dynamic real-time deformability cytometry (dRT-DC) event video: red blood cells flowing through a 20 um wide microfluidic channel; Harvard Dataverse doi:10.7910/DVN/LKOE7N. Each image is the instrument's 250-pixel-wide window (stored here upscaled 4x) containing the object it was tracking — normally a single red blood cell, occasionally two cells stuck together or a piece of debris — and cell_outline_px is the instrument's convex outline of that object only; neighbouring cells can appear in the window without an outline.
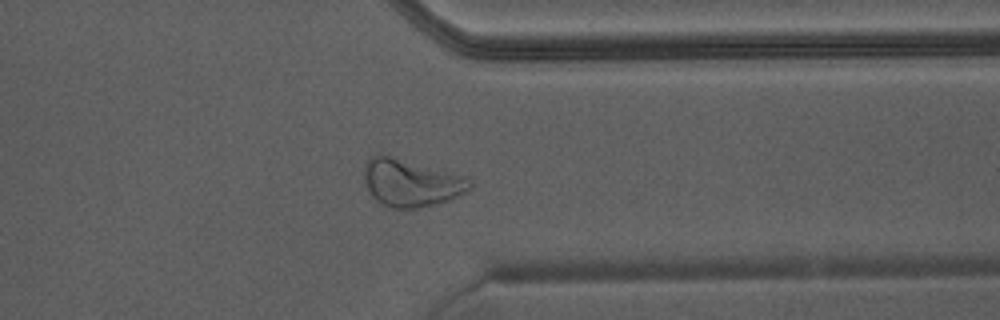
{"species": "Egyptian fruit bat (a non-hibernating species)", "species_latin": "Rousettus aegyptiacus", "temperature_condition": "warm", "stored_images_in_passage": 36, "camera_frame_rate_fps": 3000, "um_per_image_px": 0.085, "animal": {"sex": "male"}, "frame": {"image": 1, "passage_image": 26, "time_ms": 8.333, "image_size_px": [1000, 320], "cell_outline_px": [[472, 188], [468, 192], [460, 196], [436, 204], [420, 208], [392, 208], [376, 200], [372, 196], [364, 180], [364, 168], [368, 160], [372, 156], [380, 152], [468, 176], [472, 184]], "centroid_in_image_um": [34.98, 15.51], "position_along_channel_um": 376.4, "area_um2": 29.77}, "authors_computed_cell_mechanics": {"area_um2": 27.4261, "velocity_mm_per_s": 4.3885, "shape_relaxation_time_tau1_ms": null, "shape_relaxation_time_tau2_ms": 1.6627, "deformation_change_tau1": null, "deformation_change_tau2": 0.1074}}